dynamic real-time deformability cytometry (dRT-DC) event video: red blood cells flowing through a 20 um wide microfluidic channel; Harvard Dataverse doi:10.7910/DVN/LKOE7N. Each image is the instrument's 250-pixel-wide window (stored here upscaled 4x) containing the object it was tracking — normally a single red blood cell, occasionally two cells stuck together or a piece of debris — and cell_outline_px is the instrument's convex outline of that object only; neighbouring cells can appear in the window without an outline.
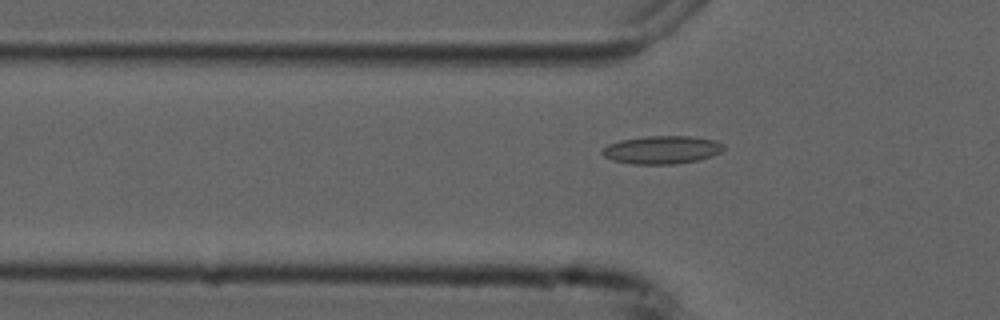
{"species": "common noctule bat (a hibernating species)", "species_latin": "Nyctalus noctula", "temperature_condition": "cold", "stored_images_in_passage": 6, "camera_frame_rate_fps": 3000, "um_per_image_px": 0.085, "animal": {"sex": "male", "forearm_length_mm": 52.5}, "frame": {"image": 1, "passage_image": 6, "time_ms": 5.667, "image_size_px": [1000, 320], "cell_outline_px": [[724, 148], [720, 152], [712, 156], [696, 160], [676, 164], [632, 164], [612, 160], [604, 156], [600, 152], [608, 144], [620, 140], [648, 136], [688, 136], [716, 140], [724, 144]], "centroid_in_image_um": [56.25, 12.73], "position_along_channel_um": 69.5, "area_um2": 19.83}}